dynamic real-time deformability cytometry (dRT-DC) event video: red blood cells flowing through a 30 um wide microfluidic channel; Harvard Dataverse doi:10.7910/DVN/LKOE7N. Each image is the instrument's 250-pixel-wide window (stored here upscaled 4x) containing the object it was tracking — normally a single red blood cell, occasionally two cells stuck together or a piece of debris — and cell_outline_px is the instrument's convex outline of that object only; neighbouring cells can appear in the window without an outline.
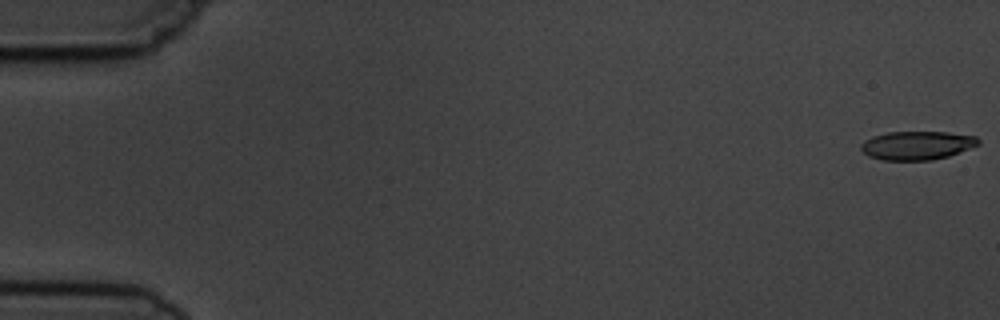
{"species": "common noctule bat (a hibernating species)", "species_latin": "Nyctalus noctula", "temperature_condition": "cold", "stored_images_in_passage": 8, "camera_frame_rate_fps": 3000, "um_per_image_px": 0.085, "animal": {"sex": "male", "body_mass_g": 19.5, "forearm_length_mm": 54.6}, "frame": {"image": 1, "passage_image": 1, "time_ms": 0.0, "image_size_px": [1000, 320], "cell_outline_px": [[980, 144], [948, 156], [932, 160], [884, 160], [868, 156], [860, 148], [860, 144], [864, 140], [872, 136], [888, 132], [948, 132], [976, 136], [980, 140]], "centroid_in_image_um": [77.93, 12.35], "position_along_channel_um": 7.1, "area_um2": 19.59}}
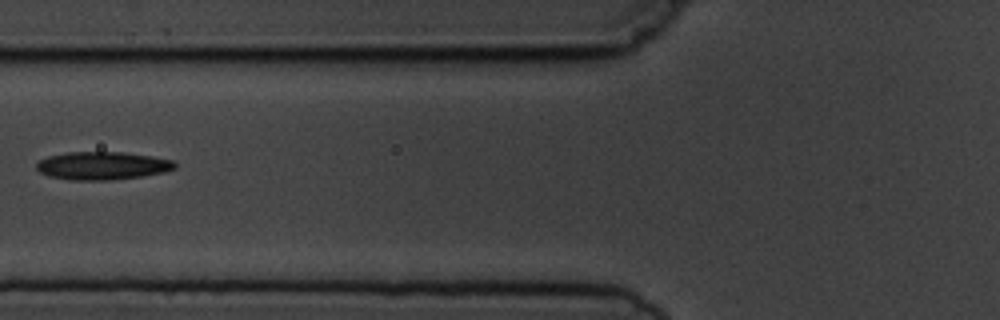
{"frame": {"image": 2, "passage_image": 7, "time_ms": 7.0, "image_size_px": [1000, 320], "cell_outline_px": [[176, 168], [164, 172], [140, 176], [108, 180], [72, 180], [48, 176], [40, 172], [36, 168], [36, 164], [40, 160], [48, 156], [68, 152], [124, 152], [152, 156], [172, 160], [176, 164]], "centroid_in_image_um": [8.69, 14.08], "position_along_channel_um": 117.1, "area_um2": 22.48}}
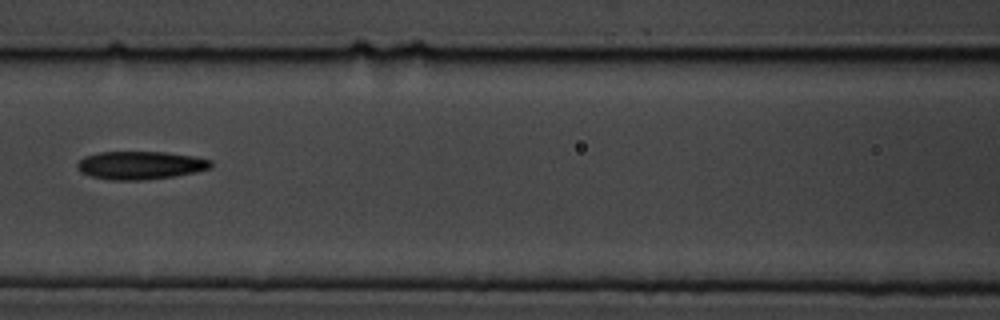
{"frame": {"image": 3, "passage_image": 8, "time_ms": 8.0, "image_size_px": [1000, 320], "cell_outline_px": [[212, 168], [196, 172], [176, 176], [140, 180], [108, 180], [92, 176], [80, 172], [76, 168], [76, 164], [84, 156], [100, 152], [164, 152], [196, 156], [212, 160]], "centroid_in_image_um": [11.95, 14.05], "position_along_channel_um": 154.7, "area_um2": 22.08}}